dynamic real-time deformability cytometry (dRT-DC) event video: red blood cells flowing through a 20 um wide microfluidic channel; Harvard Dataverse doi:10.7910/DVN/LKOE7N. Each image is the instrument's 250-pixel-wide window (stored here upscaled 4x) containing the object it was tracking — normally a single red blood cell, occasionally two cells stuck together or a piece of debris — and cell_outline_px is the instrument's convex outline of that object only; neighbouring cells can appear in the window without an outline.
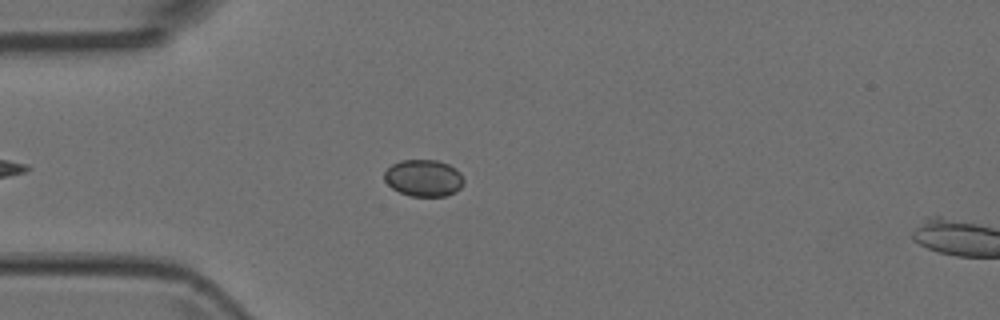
{"species": "Egyptian fruit bat (a non-hibernating species)", "species_latin": "Rousettus aegyptiacus", "temperature_condition": "room temperature", "stored_images_in_passage": 5, "camera_frame_rate_fps": 3000, "um_per_image_px": 0.085, "animal": {"sex": "female"}, "frame": {"image": 1, "passage_image": 4, "time_ms": 1.0, "image_size_px": [1000, 320], "cell_outline_px": [[464, 184], [460, 188], [448, 196], [412, 196], [400, 192], [392, 188], [384, 180], [384, 172], [392, 164], [400, 160], [436, 160], [448, 164], [456, 168], [460, 172], [464, 180]], "centroid_in_image_um": [36.02, 15.13], "position_along_channel_um": 49.0, "area_um2": 17.11}}